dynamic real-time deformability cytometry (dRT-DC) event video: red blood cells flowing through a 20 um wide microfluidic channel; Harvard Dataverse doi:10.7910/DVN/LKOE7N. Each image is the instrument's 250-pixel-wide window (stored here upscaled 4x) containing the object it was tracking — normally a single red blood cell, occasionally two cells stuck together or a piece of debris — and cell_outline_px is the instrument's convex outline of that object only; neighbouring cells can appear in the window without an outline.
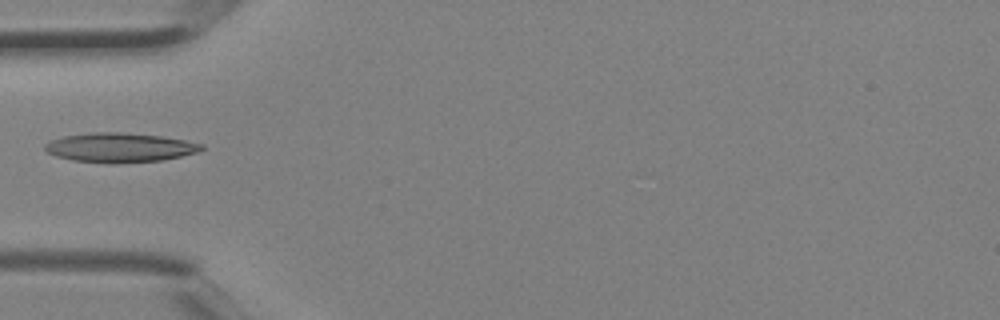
{"species": "Egyptian fruit bat (a non-hibernating species)", "species_latin": "Rousettus aegyptiacus", "temperature_condition": "room temperature", "stored_images_in_passage": 2, "camera_frame_rate_fps": 3000, "um_per_image_px": 0.085, "animal": {"sex": "female"}, "frame": {"image": 1, "passage_image": 2, "time_ms": 0.333, "image_size_px": [1000, 320], "cell_outline_px": [[204, 148], [200, 152], [160, 160], [112, 164], [108, 164], [72, 160], [56, 156], [48, 152], [44, 148], [44, 144], [48, 140], [64, 136], [92, 132], [120, 132], [160, 136], [184, 140], [204, 144]], "centroid_in_image_um": [10.16, 12.54], "position_along_channel_um": 74.8, "area_um2": 26.93}}